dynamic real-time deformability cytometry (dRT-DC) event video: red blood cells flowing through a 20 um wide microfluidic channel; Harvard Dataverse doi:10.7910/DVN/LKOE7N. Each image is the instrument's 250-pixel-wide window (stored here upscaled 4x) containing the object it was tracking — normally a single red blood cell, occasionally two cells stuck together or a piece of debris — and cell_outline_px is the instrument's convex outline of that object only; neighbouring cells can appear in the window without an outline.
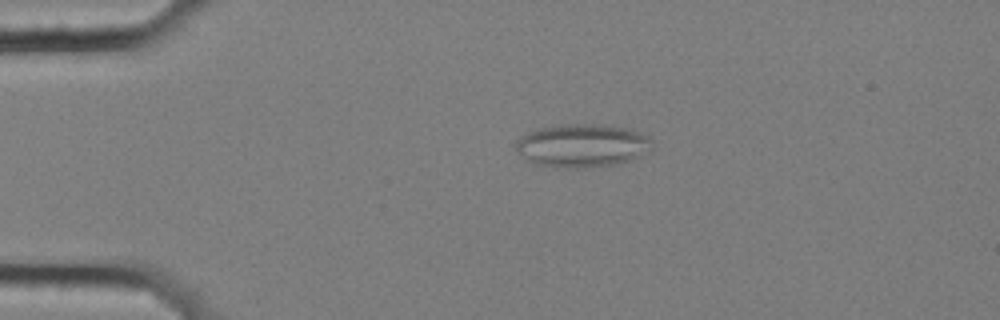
{"species": "common noctule bat (a hibernating species)", "species_latin": "Nyctalus noctula", "temperature_condition": "cold", "stored_images_in_passage": 7, "camera_frame_rate_fps": 3000, "um_per_image_px": 0.085, "animal": {"sex": "female", "body_mass_g": 25.1}, "frame": {"image": 1, "passage_image": 1, "time_ms": 0.0, "image_size_px": [1000, 320], "cell_outline_px": [[652, 148], [640, 156], [616, 164], [576, 168], [552, 168], [536, 164], [524, 160], [516, 152], [516, 140], [520, 136], [536, 128], [552, 124], [604, 124], [628, 128], [640, 132], [648, 136], [652, 140]], "centroid_in_image_um": [49.42, 12.36], "position_along_channel_um": 35.6, "area_um2": 35.03}}